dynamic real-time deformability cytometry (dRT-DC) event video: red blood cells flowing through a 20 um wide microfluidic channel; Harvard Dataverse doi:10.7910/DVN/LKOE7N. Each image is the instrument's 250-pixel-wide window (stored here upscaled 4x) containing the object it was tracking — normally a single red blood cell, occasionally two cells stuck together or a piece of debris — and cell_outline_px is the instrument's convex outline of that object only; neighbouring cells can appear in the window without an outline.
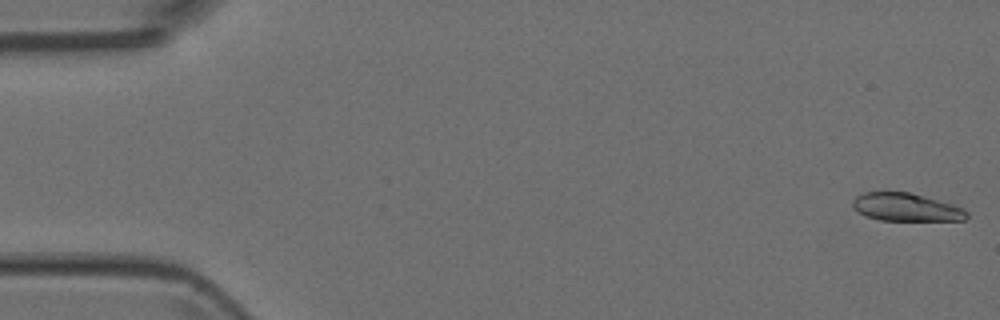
{"species": "Egyptian fruit bat (a non-hibernating species)", "species_latin": "Rousettus aegyptiacus", "temperature_condition": "room temperature", "stored_images_in_passage": 4, "camera_frame_rate_fps": 3000, "um_per_image_px": 0.085, "animal": {"sex": "female"}, "frame": {"image": 1, "passage_image": 1, "time_ms": 0.0, "image_size_px": [1000, 320], "cell_outline_px": [[968, 216], [964, 220], [880, 220], [864, 216], [856, 212], [852, 208], [852, 200], [856, 196], [864, 192], [908, 192], [952, 204], [964, 208], [968, 212]], "centroid_in_image_um": [76.96, 17.62], "position_along_channel_um": 8.0, "area_um2": 18.61}}